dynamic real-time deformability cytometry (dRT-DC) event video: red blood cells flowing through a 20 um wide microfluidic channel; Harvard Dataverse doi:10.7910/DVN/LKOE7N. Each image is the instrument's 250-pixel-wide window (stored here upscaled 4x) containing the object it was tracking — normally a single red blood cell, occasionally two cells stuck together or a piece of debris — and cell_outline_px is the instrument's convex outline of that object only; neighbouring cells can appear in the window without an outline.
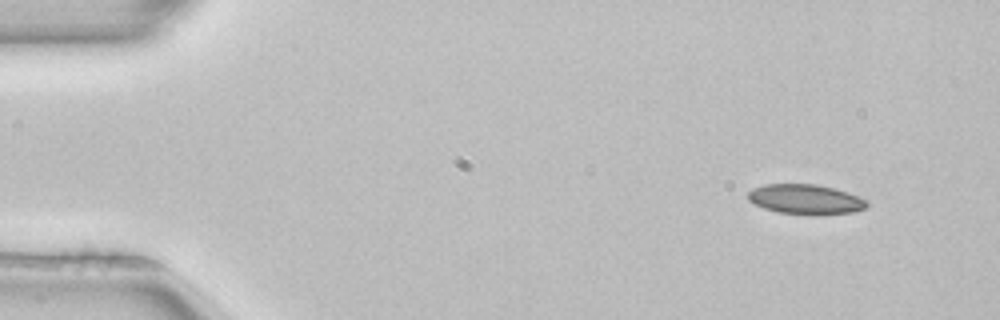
{"species": "common noctule bat (a hibernating species)", "species_latin": "Nyctalus noctula", "temperature_condition": "room temperature", "stored_images_in_passage": 3, "camera_frame_rate_fps": 3000, "um_per_image_px": 0.085, "animal": {"sex": "female", "body_mass_g": 22.7, "forearm_length_mm": 54.2}, "frame": {"image": 1, "passage_image": 1, "time_ms": 0.0, "image_size_px": [1000, 320], "cell_outline_px": [[868, 204], [864, 208], [852, 212], [780, 212], [764, 208], [752, 204], [748, 200], [748, 192], [752, 188], [764, 184], [816, 184], [832, 188], [868, 200]], "centroid_in_image_um": [68.37, 16.89], "position_along_channel_um": 16.6, "area_um2": 19.71}}
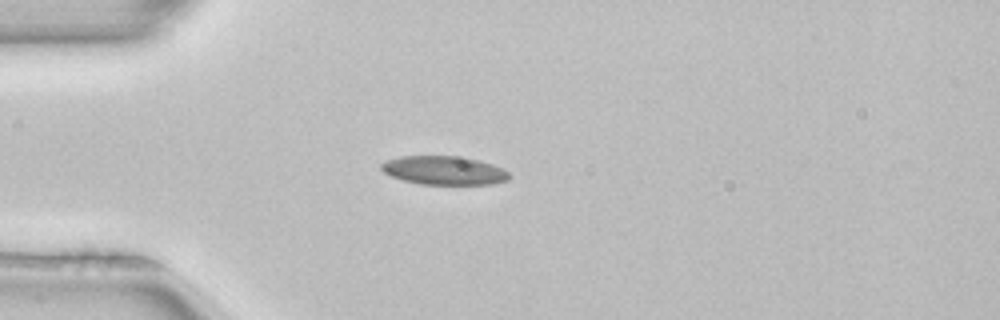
{"frame": {"image": 2, "passage_image": 3, "time_ms": 0.667, "image_size_px": [1000, 320], "cell_outline_px": [[508, 180], [492, 184], [420, 184], [404, 180], [392, 176], [384, 172], [380, 168], [380, 164], [388, 160], [400, 156], [468, 156], [504, 168], [508, 172]], "centroid_in_image_um": [37.77, 14.47], "position_along_channel_um": 47.2, "area_um2": 21.44}}